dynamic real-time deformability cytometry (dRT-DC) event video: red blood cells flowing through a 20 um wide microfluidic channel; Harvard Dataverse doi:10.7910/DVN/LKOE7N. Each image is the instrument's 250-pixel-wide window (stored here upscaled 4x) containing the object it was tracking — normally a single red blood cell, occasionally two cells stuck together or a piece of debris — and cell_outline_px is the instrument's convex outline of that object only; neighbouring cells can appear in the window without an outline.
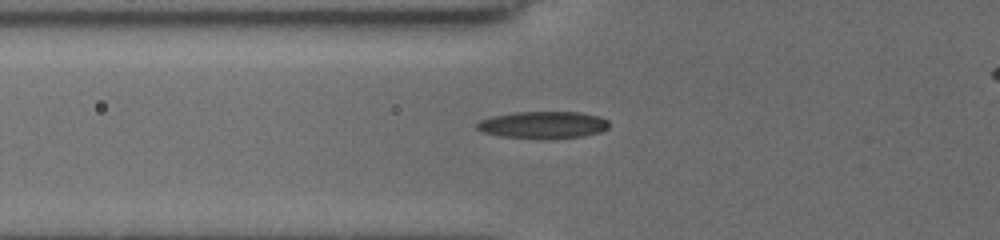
{"species": "common noctule bat (a hibernating species)", "species_latin": "Nyctalus noctula", "temperature_condition": "cold", "stored_images_in_passage": 9, "camera_frame_rate_fps": 3000, "um_per_image_px": 0.085, "animal": {"sex": "female", "body_mass_g": 19.5, "forearm_length_mm": 54.1}, "frame": {"image": 1, "passage_image": 2, "time_ms": 0.333, "image_size_px": [1000, 240], "cell_outline_px": [[608, 128], [600, 132], [584, 136], [500, 136], [484, 132], [476, 128], [476, 124], [480, 120], [492, 116], [516, 112], [580, 112], [600, 116], [608, 120]], "centroid_in_image_um": [46.18, 10.56], "position_along_channel_um": 79.6, "area_um2": 19.94}}
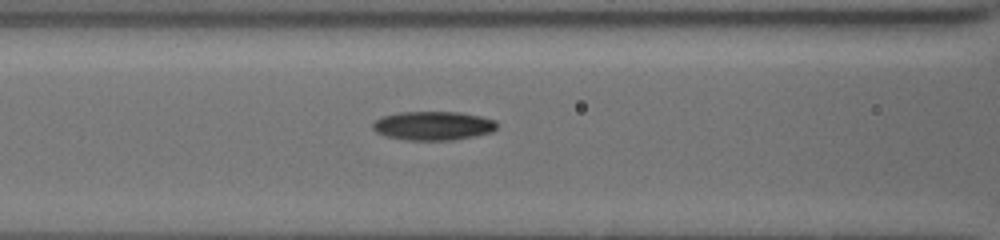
{"frame": {"image": 2, "passage_image": 7, "time_ms": 1.667, "image_size_px": [1000, 240], "cell_outline_px": [[496, 128], [492, 132], [452, 140], [408, 140], [384, 136], [376, 132], [372, 128], [372, 124], [380, 116], [396, 112], [460, 112], [480, 116], [496, 120]], "centroid_in_image_um": [36.77, 10.68], "position_along_channel_um": 129.8, "area_um2": 20.98}}
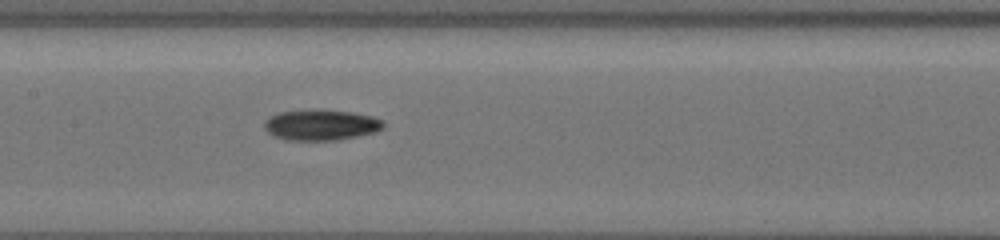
{"frame": {"image": 3, "passage_image": 9, "time_ms": 3.0, "image_size_px": [1000, 240], "cell_outline_px": [[384, 128], [376, 132], [336, 140], [284, 140], [272, 136], [264, 128], [264, 120], [268, 116], [276, 112], [352, 112], [372, 116], [384, 120]], "centroid_in_image_um": [27.27, 10.66], "position_along_channel_um": 180.1, "area_um2": 20.81}}